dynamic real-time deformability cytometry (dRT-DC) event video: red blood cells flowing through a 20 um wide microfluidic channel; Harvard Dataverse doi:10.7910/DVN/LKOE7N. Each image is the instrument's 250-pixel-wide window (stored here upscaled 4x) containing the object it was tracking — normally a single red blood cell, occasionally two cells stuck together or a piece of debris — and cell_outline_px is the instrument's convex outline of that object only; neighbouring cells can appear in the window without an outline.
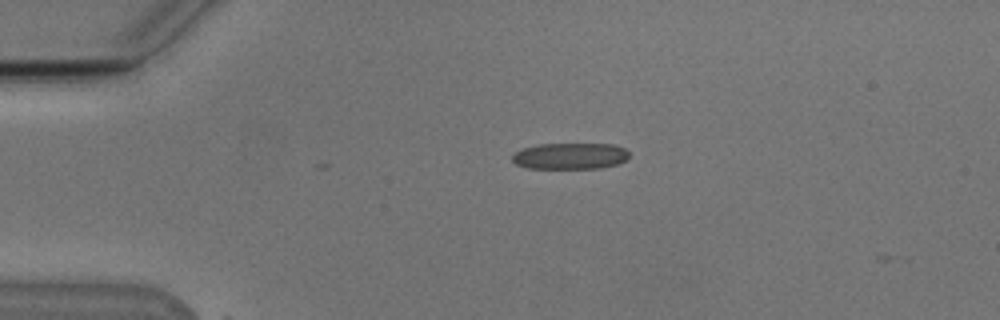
{"species": "Egyptian fruit bat (a non-hibernating species)", "species_latin": "Rousettus aegyptiacus", "temperature_condition": "cold", "stored_images_in_passage": 4, "camera_frame_rate_fps": 3000, "um_per_image_px": 0.085, "animal": {"sex": "male"}, "frame": {"image": 1, "passage_image": 1, "time_ms": 0.0, "image_size_px": [1000, 320], "cell_outline_px": [[628, 156], [624, 160], [616, 164], [600, 168], [528, 168], [516, 164], [512, 160], [512, 156], [516, 152], [524, 148], [540, 144], [616, 144], [624, 148], [628, 152]], "centroid_in_image_um": [48.46, 13.26], "position_along_channel_um": 36.5, "area_um2": 17.74}}